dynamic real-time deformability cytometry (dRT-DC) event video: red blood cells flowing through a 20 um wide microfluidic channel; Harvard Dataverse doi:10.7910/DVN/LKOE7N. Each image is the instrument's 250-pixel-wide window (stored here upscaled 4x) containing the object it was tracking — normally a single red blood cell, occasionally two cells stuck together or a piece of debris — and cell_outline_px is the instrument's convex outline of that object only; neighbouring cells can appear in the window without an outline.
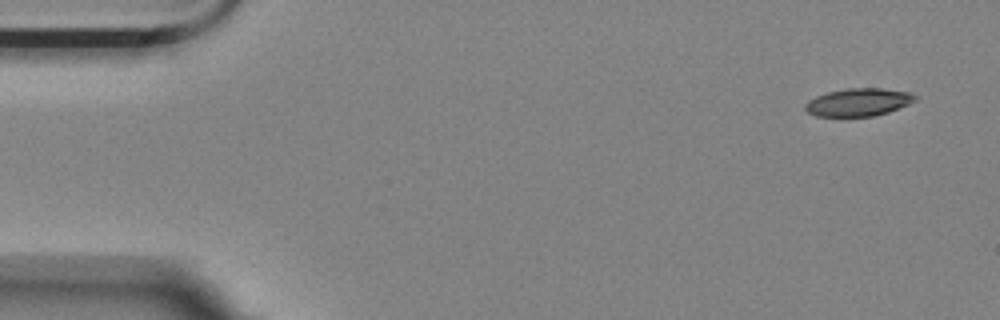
{"species": "Egyptian fruit bat (a non-hibernating species)", "species_latin": "Rousettus aegyptiacus", "temperature_condition": "room temperature", "stored_images_in_passage": 4, "camera_frame_rate_fps": 3000, "um_per_image_px": 0.085, "animal": {"sex": "female"}, "frame": {"image": 1, "passage_image": 1, "time_ms": 0.0, "image_size_px": [1000, 320], "cell_outline_px": [[916, 100], [908, 104], [888, 112], [872, 116], [816, 116], [808, 112], [804, 108], [804, 104], [808, 100], [816, 96], [828, 92], [848, 88], [880, 88], [912, 92], [916, 96]], "centroid_in_image_um": [72.96, 8.68], "position_along_channel_um": 12.0, "area_um2": 17.74}}